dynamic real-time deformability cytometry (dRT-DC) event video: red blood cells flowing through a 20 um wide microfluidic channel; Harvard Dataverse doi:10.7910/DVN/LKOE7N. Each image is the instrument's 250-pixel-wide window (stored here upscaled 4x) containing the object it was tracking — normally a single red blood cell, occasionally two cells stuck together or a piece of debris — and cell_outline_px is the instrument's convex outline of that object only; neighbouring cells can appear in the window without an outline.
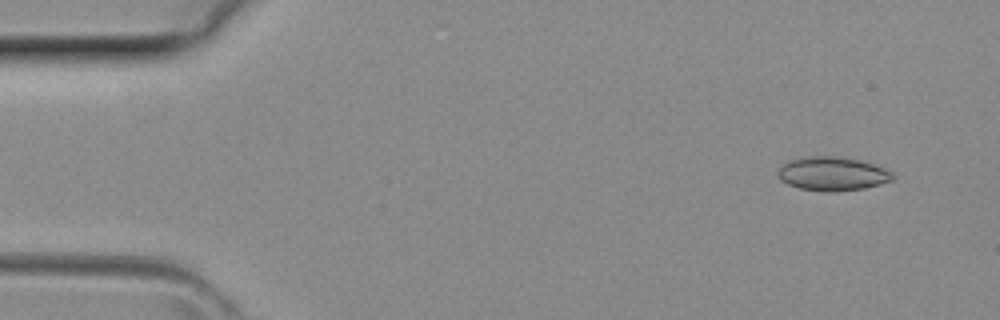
{"species": "common noctule bat (a hibernating species)", "species_latin": "Nyctalus noctula", "temperature_condition": "room temperature", "stored_images_in_passage": 4, "camera_frame_rate_fps": 3000, "um_per_image_px": 0.085, "animal": {"sex": "female", "body_mass_g": 29.2, "forearm_length_mm": 56.3}, "frame": {"image": 1, "passage_image": 1, "time_ms": 0.0, "image_size_px": [1000, 320], "cell_outline_px": [[896, 176], [892, 180], [880, 184], [864, 188], [828, 192], [800, 188], [788, 184], [780, 180], [776, 172], [788, 160], [808, 156], [836, 156], [860, 160], [884, 168], [892, 172]], "centroid_in_image_um": [70.75, 14.76], "position_along_channel_um": 14.2, "area_um2": 22.54}}